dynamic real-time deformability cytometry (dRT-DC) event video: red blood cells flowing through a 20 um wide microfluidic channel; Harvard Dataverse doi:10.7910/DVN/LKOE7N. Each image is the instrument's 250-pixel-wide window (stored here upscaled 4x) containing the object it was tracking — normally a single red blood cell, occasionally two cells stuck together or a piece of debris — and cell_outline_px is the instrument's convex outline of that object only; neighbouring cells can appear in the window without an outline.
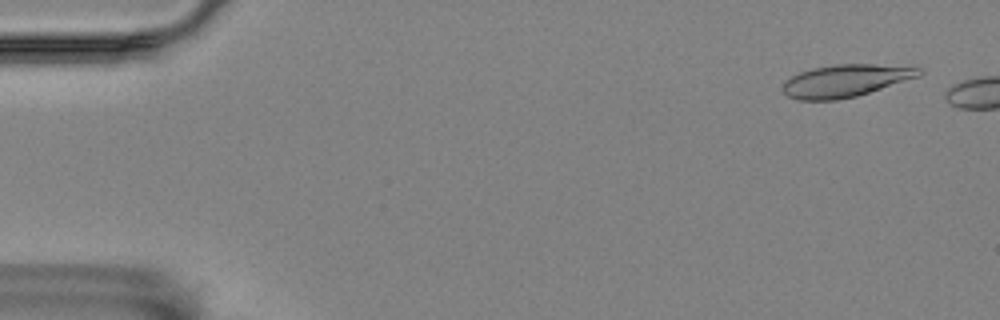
{"species": "Egyptian fruit bat (a non-hibernating species)", "species_latin": "Rousettus aegyptiacus", "temperature_condition": "room temperature", "stored_images_in_passage": 7, "camera_frame_rate_fps": 3000, "um_per_image_px": 0.085, "animal": {"sex": "female"}, "frame": {"image": 1, "passage_image": 3, "time_ms": 0.667, "image_size_px": [1000, 320], "cell_outline_px": [[924, 72], [920, 76], [856, 96], [836, 100], [800, 100], [788, 96], [780, 88], [784, 80], [800, 72], [812, 68], [836, 64], [876, 64], [920, 68]], "centroid_in_image_um": [71.83, 6.86], "position_along_channel_um": 13.2, "area_um2": 25.66}}